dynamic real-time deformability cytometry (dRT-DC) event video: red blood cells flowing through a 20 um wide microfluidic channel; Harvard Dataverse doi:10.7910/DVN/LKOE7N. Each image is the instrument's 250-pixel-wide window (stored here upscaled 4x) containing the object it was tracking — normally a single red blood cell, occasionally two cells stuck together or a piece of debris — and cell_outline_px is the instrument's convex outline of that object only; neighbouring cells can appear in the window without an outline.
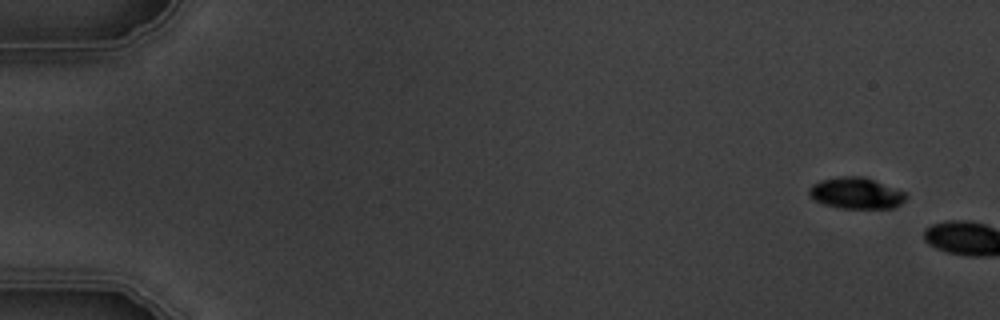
{"species": "common noctule bat (a hibernating species)", "species_latin": "Nyctalus noctula", "temperature_condition": "warm", "stored_images_in_passage": 2, "camera_frame_rate_fps": 3000, "um_per_image_px": 0.085, "animal": {"sex": "male", "body_mass_g": 19.5, "forearm_length_mm": 54.6}, "frame": {"image": 1, "passage_image": 1, "time_ms": 0.0, "image_size_px": [1000, 320], "cell_outline_px": [[908, 196], [896, 208], [840, 208], [824, 204], [812, 200], [808, 196], [808, 188], [812, 184], [820, 180], [840, 176], [864, 176], [904, 192]], "centroid_in_image_um": [72.71, 16.42], "position_along_channel_um": 12.3, "area_um2": 17.8}}